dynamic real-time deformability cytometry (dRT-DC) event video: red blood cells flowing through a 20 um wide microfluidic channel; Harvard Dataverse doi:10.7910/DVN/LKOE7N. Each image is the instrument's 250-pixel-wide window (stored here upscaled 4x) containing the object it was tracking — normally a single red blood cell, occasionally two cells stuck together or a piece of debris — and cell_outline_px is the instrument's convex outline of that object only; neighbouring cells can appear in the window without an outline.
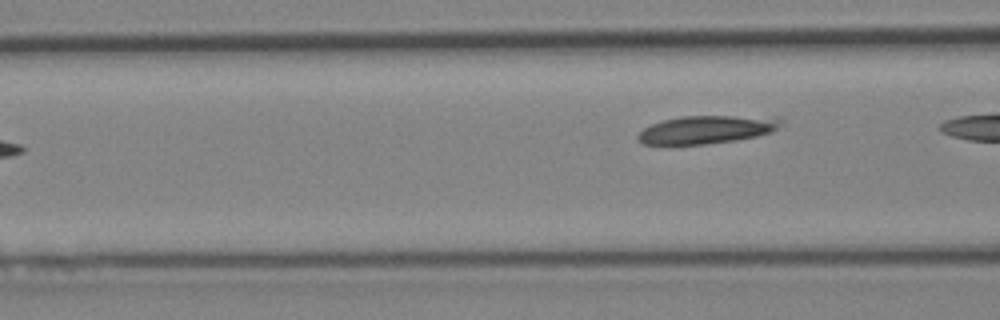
{"species": "Egyptian fruit bat (a non-hibernating species)", "species_latin": "Rousettus aegyptiacus", "temperature_condition": "cold", "stored_images_in_passage": 5, "camera_frame_rate_fps": 3000, "um_per_image_px": 0.085, "animal": {"sex": "female"}, "frame": {"image": 1, "passage_image": 5, "time_ms": 5.0, "image_size_px": [1000, 320], "cell_outline_px": [[784, 120], [772, 132], [756, 136], [736, 140], [704, 144], [644, 144], [636, 140], [636, 136], [644, 128], [652, 124], [664, 120], [684, 116], [776, 116]], "centroid_in_image_um": [60.1, 11.0], "position_along_channel_um": 106.5, "area_um2": 23.35}}